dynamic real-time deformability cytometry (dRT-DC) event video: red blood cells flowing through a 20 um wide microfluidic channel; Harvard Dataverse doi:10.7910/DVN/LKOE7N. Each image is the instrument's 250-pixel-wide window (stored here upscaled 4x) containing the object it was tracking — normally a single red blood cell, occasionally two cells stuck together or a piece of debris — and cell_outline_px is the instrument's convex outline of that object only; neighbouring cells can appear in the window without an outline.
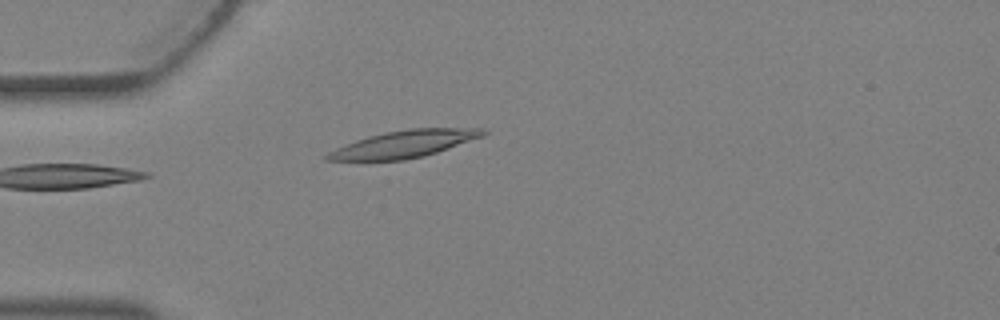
{"species": "Egyptian fruit bat (a non-hibernating species)", "species_latin": "Rousettus aegyptiacus", "temperature_condition": "warm", "stored_images_in_passage": 1, "camera_frame_rate_fps": 3000, "um_per_image_px": 0.085, "animal": {"sex": "female"}, "frame": {"image": 1, "passage_image": 1, "time_ms": 0.0, "image_size_px": [1000, 320], "cell_outline_px": [[488, 132], [484, 136], [424, 156], [404, 160], [324, 160], [324, 156], [328, 152], [336, 148], [356, 140], [368, 136], [384, 132], [408, 128], [484, 128]], "centroid_in_image_um": [34.36, 12.23], "position_along_channel_um": 50.6, "area_um2": 24.51}}